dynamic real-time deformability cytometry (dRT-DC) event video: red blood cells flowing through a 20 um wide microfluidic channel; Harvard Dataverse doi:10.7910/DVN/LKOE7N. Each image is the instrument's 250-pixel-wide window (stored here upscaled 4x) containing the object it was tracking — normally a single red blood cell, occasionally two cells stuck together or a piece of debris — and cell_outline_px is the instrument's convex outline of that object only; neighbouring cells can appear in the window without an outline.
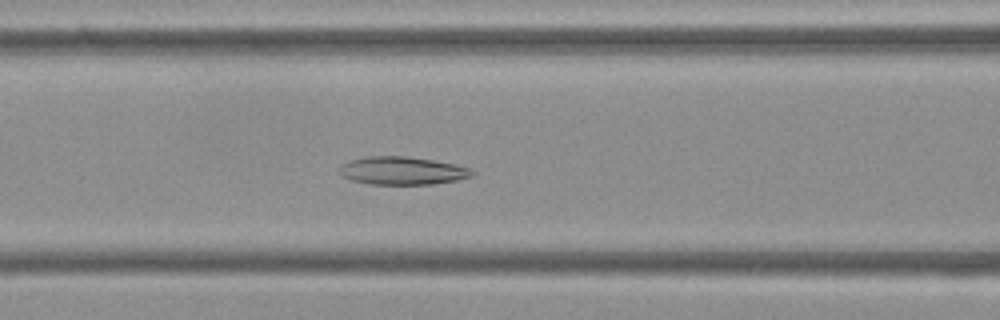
{"species": "Egyptian fruit bat (a non-hibernating species)", "species_latin": "Rousettus aegyptiacus", "temperature_condition": "cold", "stored_images_in_passage": 54, "camera_frame_rate_fps": 3000, "um_per_image_px": 0.085, "frame": {"image": 1, "passage_image": 22, "time_ms": 7.0, "image_size_px": [1000, 320], "cell_outline_px": [[476, 172], [472, 176], [456, 180], [432, 184], [368, 184], [352, 180], [340, 176], [336, 172], [336, 168], [340, 164], [348, 160], [368, 156], [408, 156], [456, 164], [468, 168]], "centroid_in_image_um": [34.1, 14.5], "position_along_channel_um": 132.5, "area_um2": 21.96}}
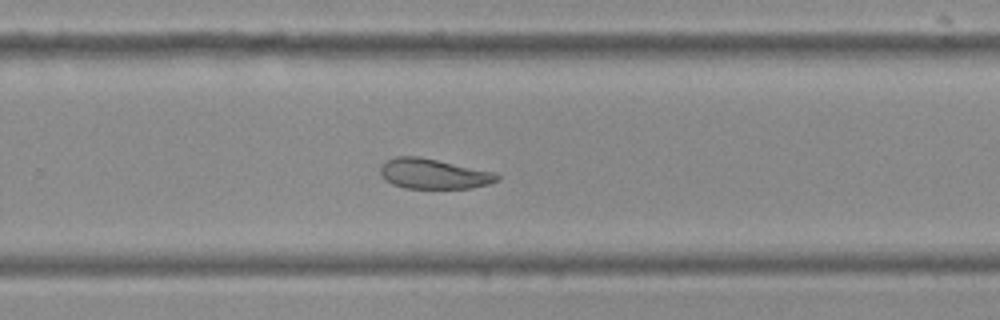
{"frame": {"image": 2, "passage_image": 35, "time_ms": 11.333, "image_size_px": [1000, 320], "cell_outline_px": [[500, 180], [488, 184], [472, 188], [404, 188], [392, 184], [384, 180], [380, 176], [380, 164], [396, 156], [420, 156], [496, 172], [500, 176]], "centroid_in_image_um": [36.85, 14.77], "position_along_channel_um": 293.0, "area_um2": 20.81}}
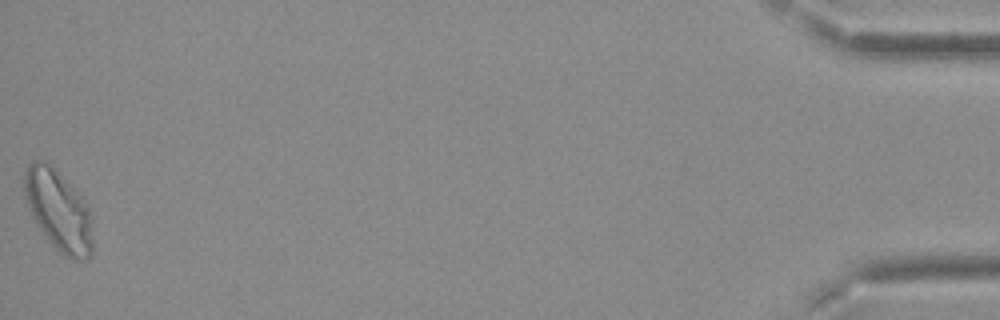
{"frame": {"image": 3, "passage_image": 54, "time_ms": 17.667, "image_size_px": [1000, 320], "cell_outline_px": [[92, 252], [88, 260], [72, 260], [64, 256], [52, 244], [36, 224], [32, 216], [28, 204], [24, 188], [24, 172], [28, 164], [32, 160], [44, 160], [52, 164], [56, 168], [88, 204], [92, 216]], "centroid_in_image_um": [5.0, 17.88], "position_along_channel_um": 430.2, "area_um2": 32.54}, "authors_computed_cell_mechanics": {"area_um2": 24.1026, "velocity_mm_per_s": 3.708, "shape_relaxation_time_tau1_ms": null, "shape_relaxation_time_tau2_ms": 6.2529, "deformation_change_tau1": null, "deformation_change_tau2": 0.1339}}